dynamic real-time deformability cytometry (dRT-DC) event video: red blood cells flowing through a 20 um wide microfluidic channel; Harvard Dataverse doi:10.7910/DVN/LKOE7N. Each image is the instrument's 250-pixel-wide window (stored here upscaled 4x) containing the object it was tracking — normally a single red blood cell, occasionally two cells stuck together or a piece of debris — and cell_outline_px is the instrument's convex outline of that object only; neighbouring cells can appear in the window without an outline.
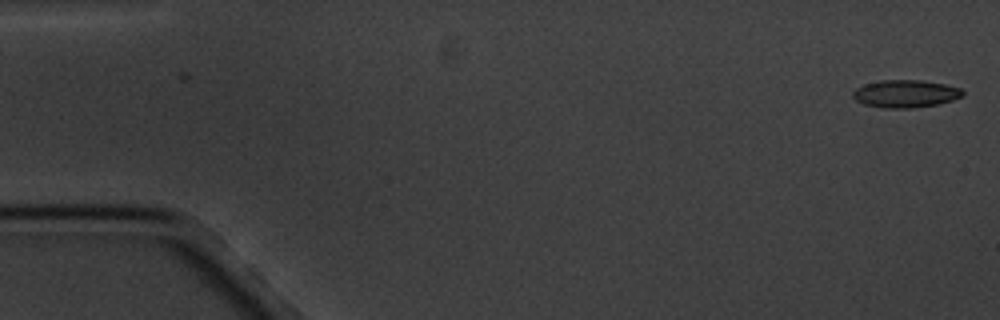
{"species": "common noctule bat (a hibernating species)", "species_latin": "Nyctalus noctula", "temperature_condition": "cold", "stored_images_in_passage": 2, "camera_frame_rate_fps": 3000, "um_per_image_px": 0.085, "animal": {"sex": "male", "body_mass_g": 20.1, "forearm_length_mm": 53.5}, "frame": {"image": 1, "passage_image": 2, "time_ms": 1.333, "image_size_px": [1000, 320], "cell_outline_px": [[964, 96], [952, 100], [936, 104], [912, 108], [884, 108], [864, 104], [856, 100], [852, 96], [852, 92], [856, 88], [864, 84], [880, 80], [920, 80], [944, 84], [960, 88], [964, 92]], "centroid_in_image_um": [76.95, 7.96], "position_along_channel_um": 8.1, "area_um2": 17.63}}